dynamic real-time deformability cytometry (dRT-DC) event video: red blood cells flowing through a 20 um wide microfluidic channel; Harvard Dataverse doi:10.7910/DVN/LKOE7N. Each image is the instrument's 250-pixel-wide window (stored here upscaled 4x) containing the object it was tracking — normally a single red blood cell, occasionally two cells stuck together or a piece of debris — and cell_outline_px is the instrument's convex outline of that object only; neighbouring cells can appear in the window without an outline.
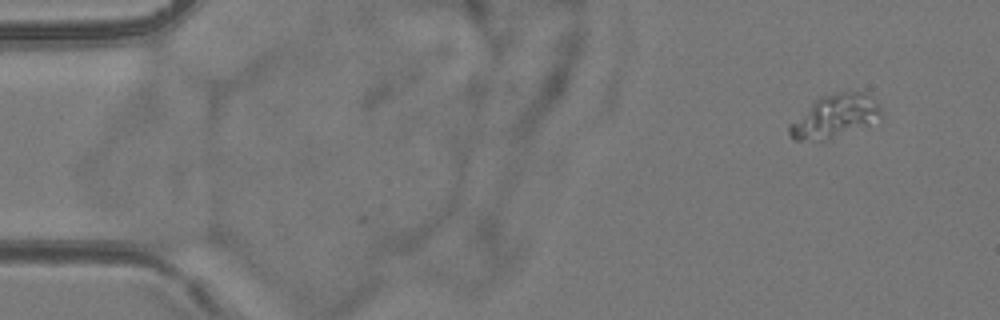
{"species": "common noctule bat (a hibernating species)", "species_latin": "Nyctalus noctula", "temperature_condition": "room temperature", "stored_images_in_passage": 50, "camera_frame_rate_fps": 3000, "um_per_image_px": 0.085, "animal": {"sex": "female", "body_mass_g": 24.6, "forearm_length_mm": 56.2}, "frame": {"image": 1, "passage_image": 1, "time_ms": 0.0, "image_size_px": [1000, 320], "cell_outline_px": [[880, 116], [868, 124], [824, 140], [792, 140], [788, 132], [788, 124], [820, 96], [840, 92], [860, 92], [868, 96], [880, 108]], "centroid_in_image_um": [70.85, 9.88], "position_along_channel_um": 14.1, "area_um2": 22.08}}
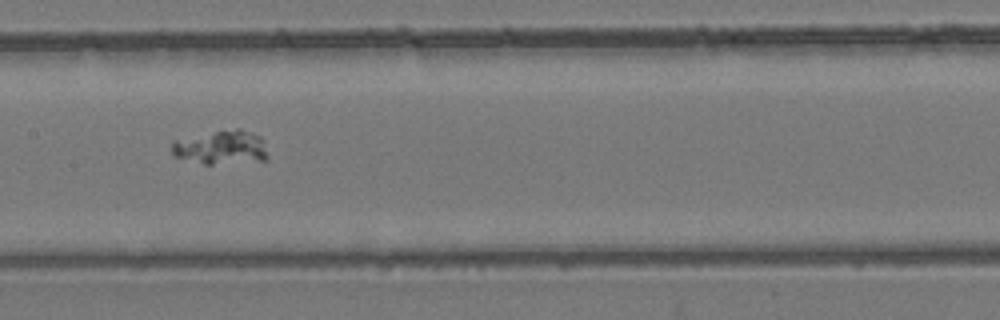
{"frame": {"image": 2, "passage_image": 24, "time_ms": 7.667, "image_size_px": [1000, 320], "cell_outline_px": [[268, 160], [212, 164], [204, 164], [176, 156], [172, 152], [172, 140], [236, 128], [240, 128], [252, 132], [260, 136], [264, 140], [268, 156]], "centroid_in_image_um": [18.86, 12.52], "position_along_channel_um": 188.5, "area_um2": 18.9}}
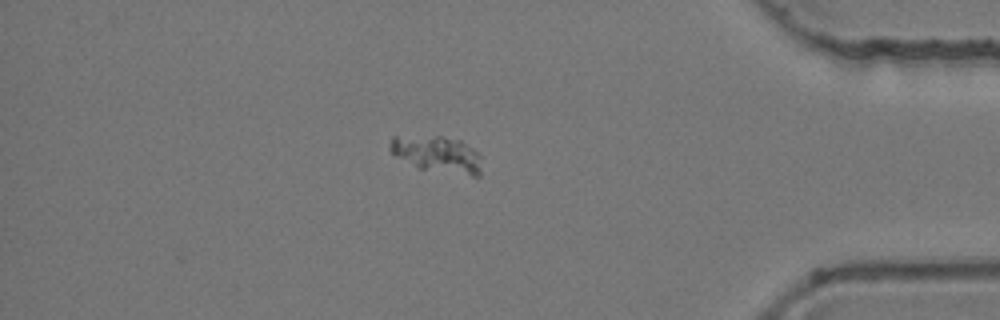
{"frame": {"image": 3, "passage_image": 43, "time_ms": 14.0, "image_size_px": [1000, 320], "cell_outline_px": [[480, 176], [472, 176], [420, 168], [396, 156], [388, 148], [388, 144], [392, 136], [444, 136], [460, 140], [472, 148], [480, 156]], "centroid_in_image_um": [37.15, 13.09], "position_along_channel_um": 398.0, "area_um2": 19.31}}